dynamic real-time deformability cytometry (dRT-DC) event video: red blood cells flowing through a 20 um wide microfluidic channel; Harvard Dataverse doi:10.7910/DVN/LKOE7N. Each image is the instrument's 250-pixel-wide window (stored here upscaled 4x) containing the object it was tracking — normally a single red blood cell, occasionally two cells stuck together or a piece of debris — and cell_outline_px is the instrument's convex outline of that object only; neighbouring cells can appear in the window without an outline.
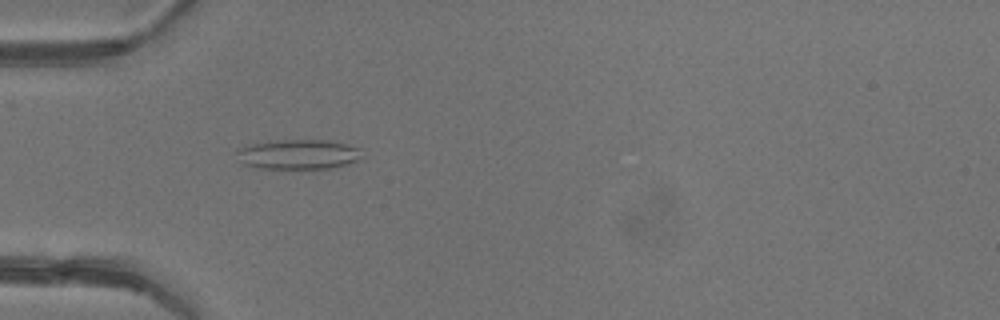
{"species": "common noctule bat (a hibernating species)", "species_latin": "Nyctalus noctula", "temperature_condition": "warm", "stored_images_in_passage": 7, "camera_frame_rate_fps": 3000, "um_per_image_px": 0.085, "animal": {"sex": "female"}, "frame": {"image": 1, "passage_image": 5, "time_ms": 5.0, "image_size_px": [1000, 320], "cell_outline_px": [[364, 156], [348, 164], [332, 168], [260, 168], [244, 164], [236, 152], [236, 148], [268, 140], [328, 140], [348, 144], [364, 148]], "centroid_in_image_um": [25.43, 13.1], "position_along_channel_um": 59.6, "area_um2": 22.02}}
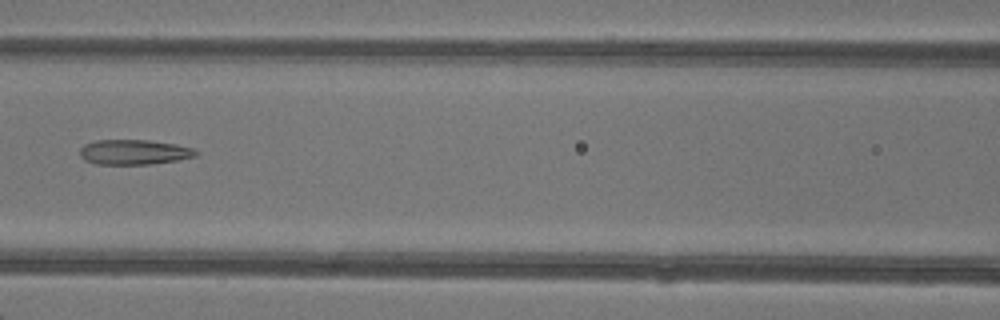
{"frame": {"image": 2, "passage_image": 7, "time_ms": 7.333, "image_size_px": [1000, 320], "cell_outline_px": [[200, 152], [196, 156], [176, 160], [148, 164], [96, 164], [84, 160], [80, 156], [80, 148], [84, 144], [96, 140], [148, 140], [176, 144], [192, 148]], "centroid_in_image_um": [11.37, 12.92], "position_along_channel_um": 155.2, "area_um2": 16.88}}